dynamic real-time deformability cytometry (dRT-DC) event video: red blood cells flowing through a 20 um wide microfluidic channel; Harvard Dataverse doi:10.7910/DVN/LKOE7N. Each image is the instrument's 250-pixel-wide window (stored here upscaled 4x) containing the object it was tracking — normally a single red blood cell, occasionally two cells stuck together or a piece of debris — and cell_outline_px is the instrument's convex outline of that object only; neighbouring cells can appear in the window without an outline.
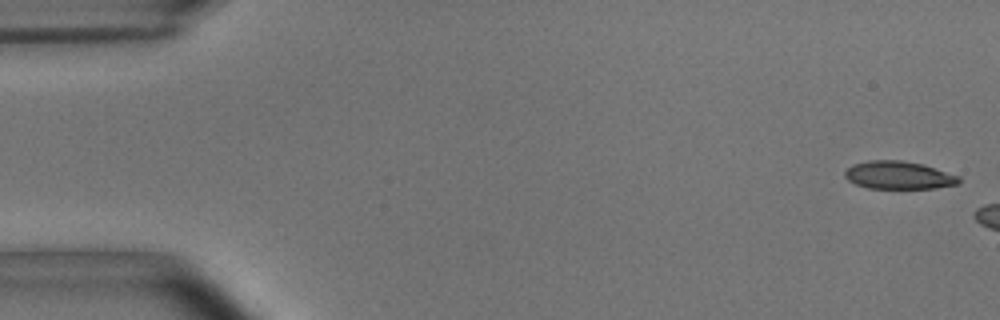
{"species": "common noctule bat (a hibernating species)", "species_latin": "Nyctalus noctula", "temperature_condition": "room temperature", "stored_images_in_passage": 10, "camera_frame_rate_fps": 3000, "um_per_image_px": 0.085, "animal": {"sex": "male", "body_mass_g": 15.6}, "frame": {"image": 1, "passage_image": 2, "time_ms": 0.333, "image_size_px": [1000, 320], "cell_outline_px": [[960, 184], [936, 188], [868, 188], [856, 184], [848, 180], [844, 176], [844, 172], [852, 164], [868, 160], [904, 160], [924, 164], [960, 176]], "centroid_in_image_um": [76.4, 14.88], "position_along_channel_um": 8.6, "area_um2": 18.73}}